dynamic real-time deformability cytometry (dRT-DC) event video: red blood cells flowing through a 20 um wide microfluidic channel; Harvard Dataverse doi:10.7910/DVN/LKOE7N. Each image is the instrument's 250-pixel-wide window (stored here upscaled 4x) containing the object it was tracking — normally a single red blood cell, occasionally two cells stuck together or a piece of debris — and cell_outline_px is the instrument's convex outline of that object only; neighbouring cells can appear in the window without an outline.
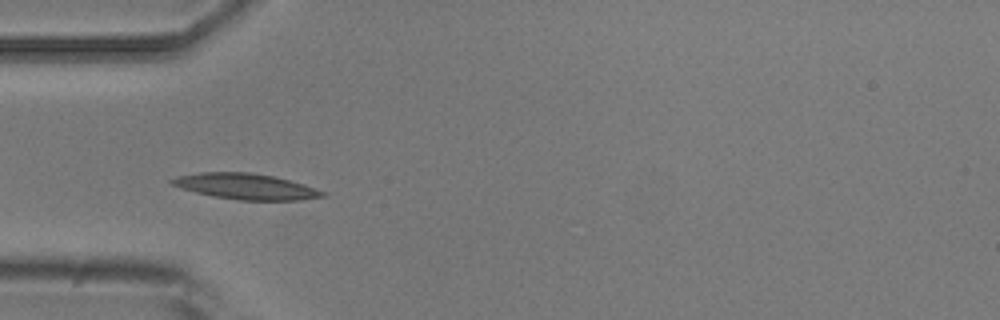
{"species": "common noctule bat (a hibernating species)", "species_latin": "Nyctalus noctula", "temperature_condition": "room temperature", "stored_images_in_passage": 7, "camera_frame_rate_fps": 3000, "um_per_image_px": 0.085, "animal": {"sex": "male", "body_mass_g": 20.5, "forearm_length_mm": 52.5}, "frame": {"image": 1, "passage_image": 4, "time_ms": 4.333, "image_size_px": [1000, 320], "cell_outline_px": [[328, 196], [300, 200], [236, 200], [212, 196], [180, 188], [172, 184], [168, 180], [176, 176], [200, 172], [248, 172], [272, 176], [304, 184], [324, 192]], "centroid_in_image_um": [20.86, 15.85], "position_along_channel_um": 64.1, "area_um2": 22.6}}
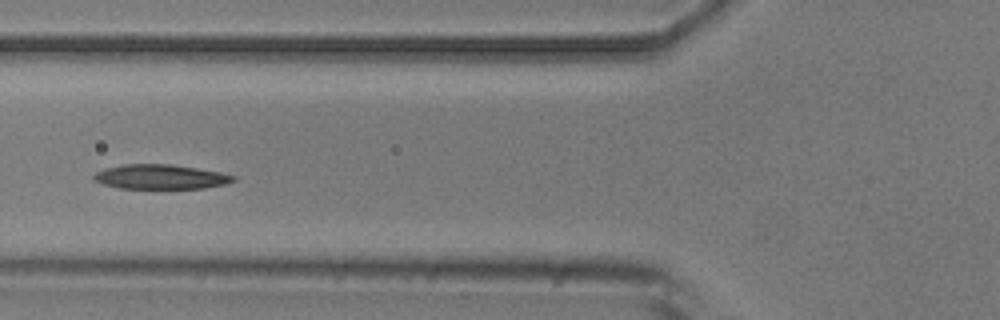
{"frame": {"image": 2, "passage_image": 5, "time_ms": 5.667, "image_size_px": [1000, 320], "cell_outline_px": [[236, 180], [224, 184], [204, 188], [120, 188], [104, 184], [92, 180], [92, 176], [96, 172], [104, 168], [124, 164], [168, 164], [196, 168], [220, 172], [236, 176]], "centroid_in_image_um": [13.62, 15.02], "position_along_channel_um": 112.2, "area_um2": 19.88}}
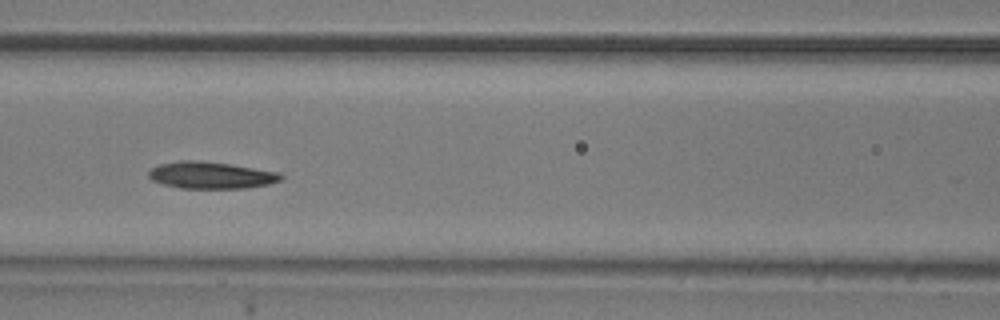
{"frame": {"image": 3, "passage_image": 6, "time_ms": 6.667, "image_size_px": [1000, 320], "cell_outline_px": [[284, 176], [280, 180], [268, 184], [248, 188], [180, 188], [164, 184], [152, 180], [148, 176], [148, 172], [152, 168], [160, 164], [180, 160], [196, 160], [228, 164], [280, 172]], "centroid_in_image_um": [17.94, 14.89], "position_along_channel_um": 148.7, "area_um2": 20.58}}